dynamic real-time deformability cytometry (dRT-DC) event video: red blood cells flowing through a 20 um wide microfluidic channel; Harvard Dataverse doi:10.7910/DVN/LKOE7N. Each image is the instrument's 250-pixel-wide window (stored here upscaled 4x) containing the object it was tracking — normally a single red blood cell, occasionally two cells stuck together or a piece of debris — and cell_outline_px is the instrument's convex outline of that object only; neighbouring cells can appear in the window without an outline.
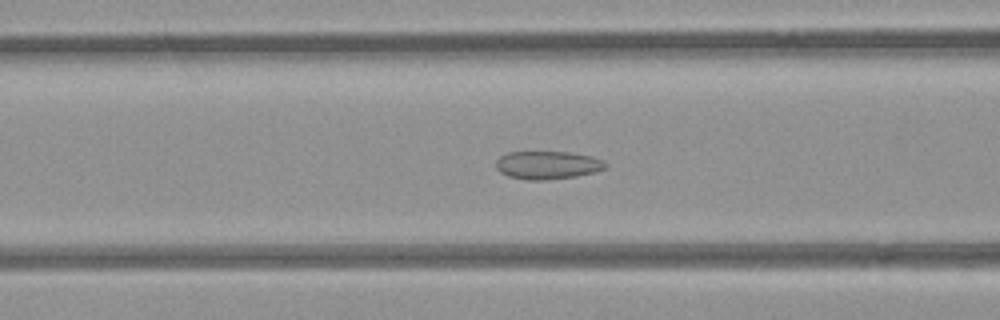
{"species": "common noctule bat (a hibernating species)", "species_latin": "Nyctalus noctula", "temperature_condition": "room temperature", "stored_images_in_passage": 54, "camera_frame_rate_fps": 3000, "um_per_image_px": 0.085, "animal": {"sex": "female", "body_mass_g": 21.9}, "frame": {"image": 1, "passage_image": 22, "time_ms": 7.0, "image_size_px": [1000, 320], "cell_outline_px": [[608, 164], [604, 168], [596, 172], [576, 176], [544, 180], [528, 180], [508, 176], [500, 172], [496, 168], [496, 160], [500, 156], [508, 152], [568, 152], [592, 156]], "centroid_in_image_um": [46.52, 14.03], "position_along_channel_um": 120.1, "area_um2": 17.86}}
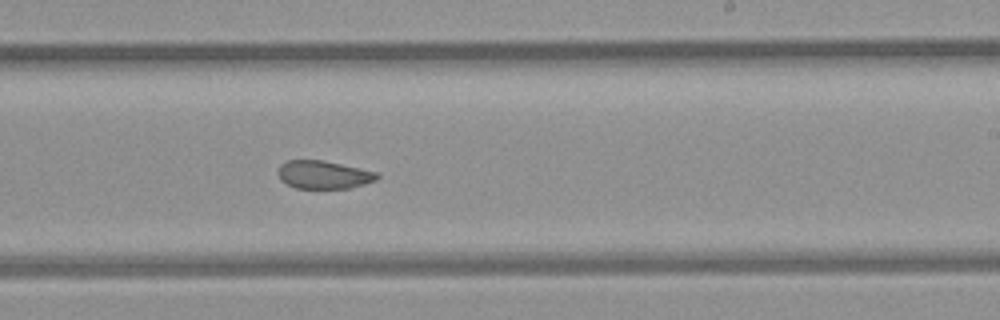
{"frame": {"image": 2, "passage_image": 33, "time_ms": 10.667, "image_size_px": [1000, 320], "cell_outline_px": [[380, 176], [376, 180], [364, 184], [348, 188], [296, 188], [280, 180], [276, 172], [280, 164], [288, 160], [320, 160], [340, 164], [376, 172]], "centroid_in_image_um": [27.46, 14.85], "position_along_channel_um": 261.5, "area_um2": 16.07}}
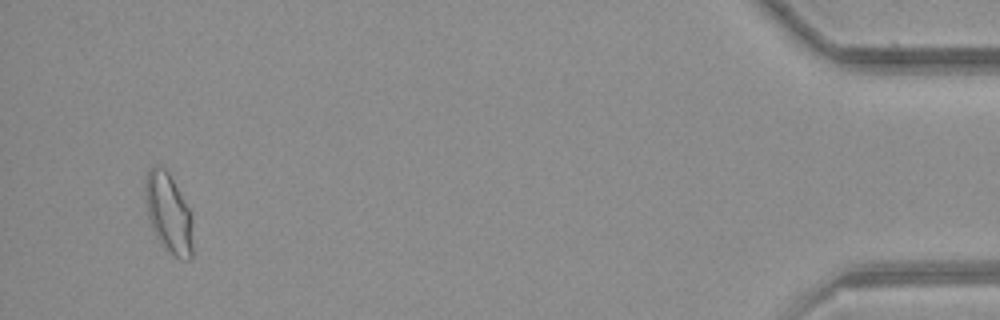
{"frame": {"image": 3, "passage_image": 52, "time_ms": 17.0, "image_size_px": [1000, 320], "cell_outline_px": [[192, 256], [188, 260], [172, 256], [160, 244], [152, 228], [148, 216], [144, 196], [144, 180], [148, 168], [156, 164], [160, 164], [168, 172], [188, 208], [192, 220]], "centroid_in_image_um": [14.29, 18.1], "position_along_channel_um": 420.9, "area_um2": 22.25}, "authors_computed_cell_mechanics": {"area_um2": 19.1607, "velocity_mm_per_s": 3.8524, "shape_relaxation_time_tau1_ms": null, "shape_relaxation_time_tau2_ms": 0.5843, "deformation_change_tau1": null, "deformation_change_tau2": 0.0479}}